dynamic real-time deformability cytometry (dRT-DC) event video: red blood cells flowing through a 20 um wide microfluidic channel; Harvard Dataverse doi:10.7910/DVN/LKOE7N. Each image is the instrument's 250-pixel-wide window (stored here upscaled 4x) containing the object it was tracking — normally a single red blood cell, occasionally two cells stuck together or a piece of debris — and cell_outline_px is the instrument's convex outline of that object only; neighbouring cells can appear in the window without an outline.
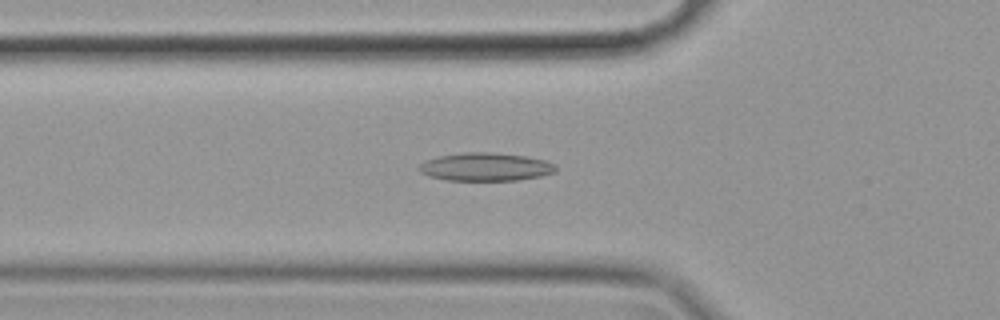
{"species": "common noctule bat (a hibernating species)", "species_latin": "Nyctalus noctula", "temperature_condition": "cold", "stored_images_in_passage": 44, "camera_frame_rate_fps": 3000, "um_per_image_px": 0.085, "animal": {"sex": "female", "body_mass_g": 19.9}, "frame": {"image": 1, "passage_image": 11, "time_ms": 3.333, "image_size_px": [1000, 320], "cell_outline_px": [[556, 172], [540, 176], [516, 180], [448, 180], [428, 176], [420, 172], [420, 164], [428, 160], [440, 156], [464, 152], [492, 152], [524, 156], [544, 160], [556, 164]], "centroid_in_image_um": [41.3, 14.18], "position_along_channel_um": 84.5, "area_um2": 22.2}}
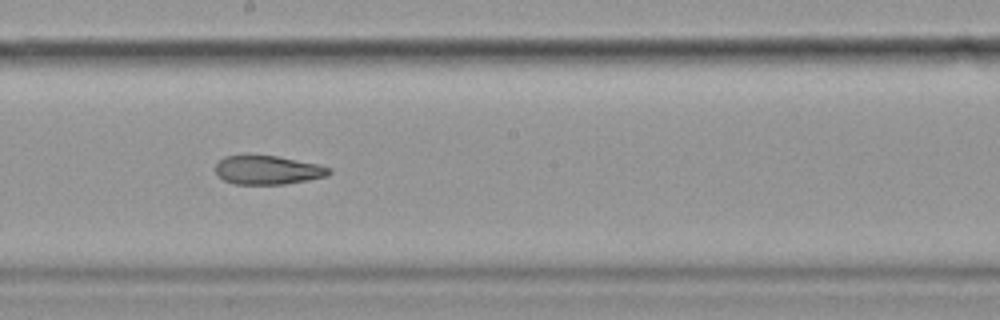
{"frame": {"image": 2, "passage_image": 23, "time_ms": 7.333, "image_size_px": [1000, 320], "cell_outline_px": [[332, 172], [328, 176], [308, 180], [284, 184], [236, 184], [224, 180], [216, 172], [216, 164], [224, 156], [244, 152], [276, 156], [316, 164], [332, 168]], "centroid_in_image_um": [22.73, 14.41], "position_along_channel_um": 225.5, "area_um2": 19.54}}
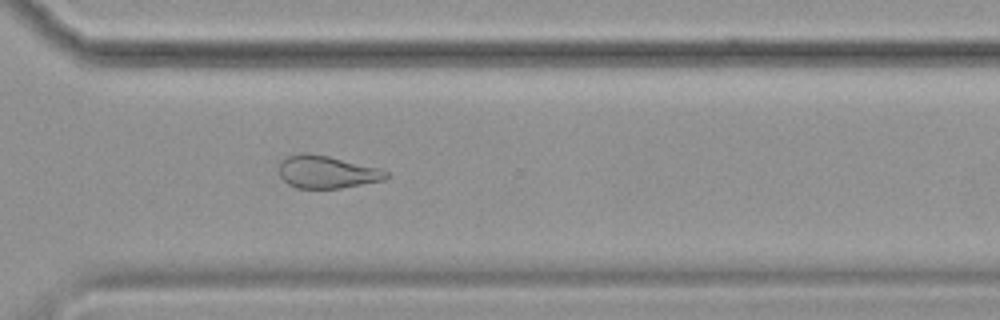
{"frame": {"image": 3, "passage_image": 33, "time_ms": 10.667, "image_size_px": [1000, 320], "cell_outline_px": [[388, 176], [384, 180], [340, 188], [296, 188], [288, 184], [280, 176], [280, 160], [288, 156], [300, 152], [328, 156], [380, 168], [388, 172]], "centroid_in_image_um": [27.77, 14.61], "position_along_channel_um": 342.8, "area_um2": 20.23}, "authors_computed_cell_mechanics": {"area_um2": 21.386, "velocity_mm_per_s": 3.5184, "shape_relaxation_time_tau1_ms": null, "shape_relaxation_time_tau2_ms": 4.4254, "deformation_change_tau1": null, "deformation_change_tau2": 0.1135}}